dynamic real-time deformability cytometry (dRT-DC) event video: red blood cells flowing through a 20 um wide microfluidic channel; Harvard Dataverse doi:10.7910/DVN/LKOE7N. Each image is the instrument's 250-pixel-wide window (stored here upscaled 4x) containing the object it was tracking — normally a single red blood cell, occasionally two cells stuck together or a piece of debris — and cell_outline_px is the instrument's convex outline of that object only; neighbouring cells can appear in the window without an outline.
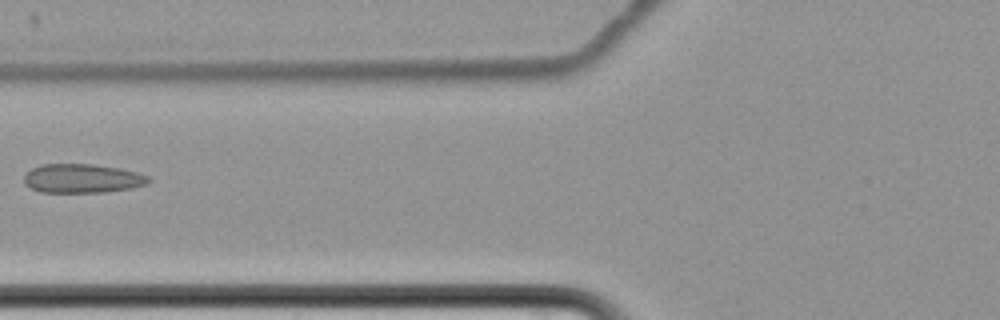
{"species": "common noctule bat (a hibernating species)", "species_latin": "Nyctalus noctula", "temperature_condition": "cold", "stored_images_in_passage": 4, "camera_frame_rate_fps": 3000, "um_per_image_px": 0.085, "animal": {"sex": "female", "body_mass_g": 22.7, "forearm_length_mm": 54.2}, "frame": {"image": 1, "passage_image": 4, "time_ms": 3.667, "image_size_px": [1000, 320], "cell_outline_px": [[152, 180], [148, 184], [132, 188], [104, 192], [40, 192], [24, 184], [24, 176], [32, 168], [40, 164], [92, 164], [120, 168], [136, 172], [148, 176]], "centroid_in_image_um": [7.01, 15.16], "position_along_channel_um": 118.8, "area_um2": 21.1}}